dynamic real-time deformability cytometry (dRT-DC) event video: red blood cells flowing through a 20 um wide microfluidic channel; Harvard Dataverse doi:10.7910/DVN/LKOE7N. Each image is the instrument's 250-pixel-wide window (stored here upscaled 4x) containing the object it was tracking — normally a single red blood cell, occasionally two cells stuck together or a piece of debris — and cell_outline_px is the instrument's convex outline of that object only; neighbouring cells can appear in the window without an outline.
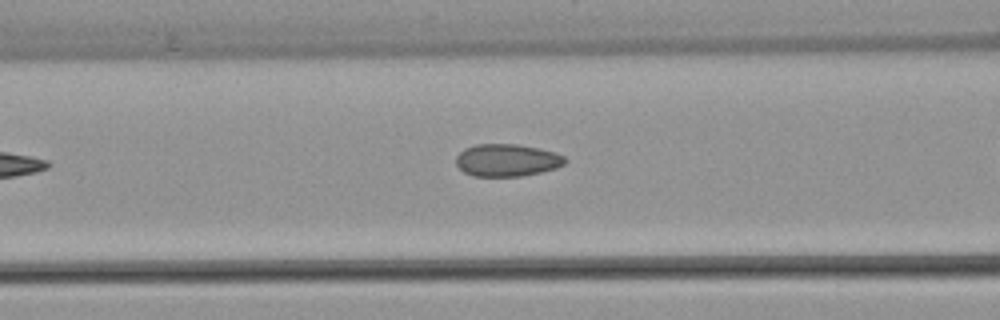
{"species": "common noctule bat (a hibernating species)", "species_latin": "Nyctalus noctula", "temperature_condition": "warm", "stored_images_in_passage": 6, "camera_frame_rate_fps": 3000, "um_per_image_px": 0.085, "animal": {"sex": "female", "body_mass_g": 22.7, "forearm_length_mm": 54.2}, "frame": {"image": 1, "passage_image": 5, "time_ms": 1.333, "image_size_px": [1000, 320], "cell_outline_px": [[568, 160], [564, 164], [556, 168], [540, 172], [520, 176], [472, 176], [464, 172], [456, 164], [456, 156], [464, 148], [476, 144], [516, 144], [540, 148], [556, 152], [564, 156]], "centroid_in_image_um": [43.1, 13.61], "position_along_channel_um": 123.5, "area_um2": 20.69}}